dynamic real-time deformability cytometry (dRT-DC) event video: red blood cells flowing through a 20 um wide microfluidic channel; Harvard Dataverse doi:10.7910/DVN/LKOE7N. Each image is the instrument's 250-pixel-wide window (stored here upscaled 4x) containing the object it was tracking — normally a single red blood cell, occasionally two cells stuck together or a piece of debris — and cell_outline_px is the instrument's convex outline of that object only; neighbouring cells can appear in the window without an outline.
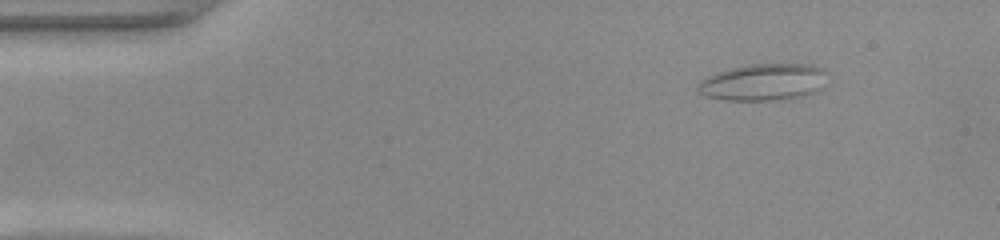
{"species": "common noctule bat (a hibernating species)", "species_latin": "Nyctalus noctula", "temperature_condition": "warm", "stored_images_in_passage": 45, "camera_frame_rate_fps": 3000, "um_per_image_px": 0.085, "animal": {"sex": "female", "body_mass_g": 22.0, "forearm_length_mm": 56.7}, "frame": {"image": 1, "passage_image": 1, "time_ms": 0.0, "image_size_px": [1000, 240], "cell_outline_px": [[828, 72], [820, 88], [812, 92], [796, 96], [772, 100], [724, 100], [708, 96], [696, 92], [696, 88], [700, 80], [716, 72], [748, 64], [812, 64]], "centroid_in_image_um": [64.83, 6.96], "position_along_channel_um": 20.2, "area_um2": 27.46}}
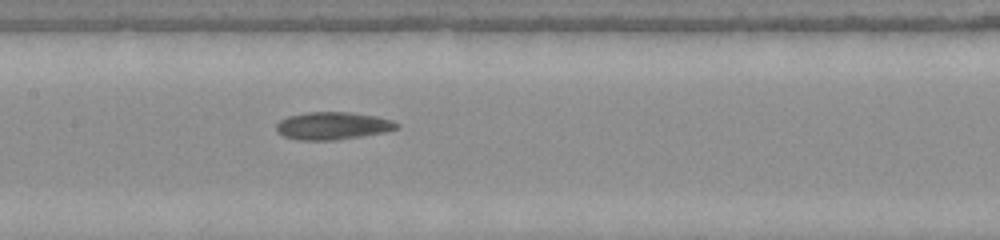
{"frame": {"image": 2, "passage_image": 19, "time_ms": 6.0, "image_size_px": [1000, 240], "cell_outline_px": [[400, 124], [396, 128], [384, 132], [336, 140], [296, 140], [284, 136], [276, 132], [276, 124], [280, 120], [288, 116], [308, 112], [352, 112], [376, 116], [392, 120]], "centroid_in_image_um": [28.25, 10.69], "position_along_channel_um": 179.2, "area_um2": 19.36}}
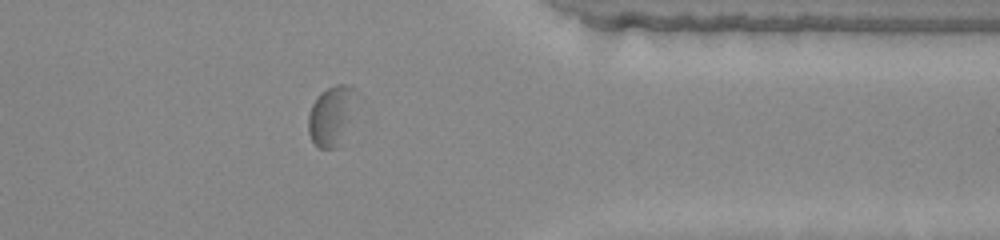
{"frame": {"image": 3, "passage_image": 35, "time_ms": 11.333, "image_size_px": [1000, 240], "cell_outline_px": [[356, 92], [340, 148], [320, 148], [312, 140], [308, 132], [308, 116], [312, 104], [320, 92], [336, 84], [348, 84], [356, 88]], "centroid_in_image_um": [28.13, 9.82], "position_along_channel_um": 383.3, "area_um2": 16.24}, "authors_computed_cell_mechanics": {"area_um2": 19.3052, "velocity_mm_per_s": 4.0492, "shape_relaxation_time_tau1_ms": 4.9369, "shape_relaxation_time_tau2_ms": 1.6495, "deformation_change_tau1": 0.0978, "deformation_change_tau2": 0.0661}}